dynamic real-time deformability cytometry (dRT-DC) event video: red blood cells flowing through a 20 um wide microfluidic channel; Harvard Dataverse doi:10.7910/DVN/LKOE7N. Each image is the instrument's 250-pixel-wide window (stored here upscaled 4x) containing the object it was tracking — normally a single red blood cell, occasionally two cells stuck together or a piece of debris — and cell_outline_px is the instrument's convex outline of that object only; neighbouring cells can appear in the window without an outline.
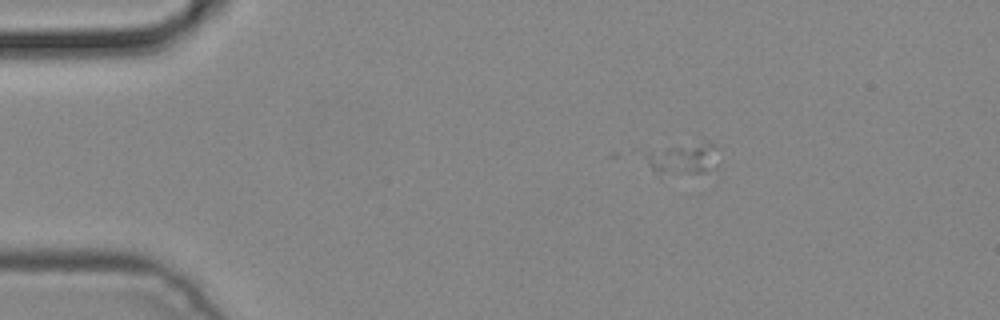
{"species": "common noctule bat (a hibernating species)", "species_latin": "Nyctalus noctula", "temperature_condition": "cold", "stored_images_in_passage": 5, "camera_frame_rate_fps": 3000, "um_per_image_px": 0.085, "animal": {"sex": "male", "body_mass_g": 19.2, "forearm_length_mm": 51.8}, "frame": {"image": 1, "passage_image": 1, "time_ms": 0.0, "image_size_px": [1000, 320], "cell_outline_px": [[716, 168], [704, 172], [656, 176], [632, 148], [704, 140], [708, 140], [712, 144], [716, 164]], "centroid_in_image_um": [57.68, 13.41], "position_along_channel_um": 27.3, "area_um2": 15.66}}
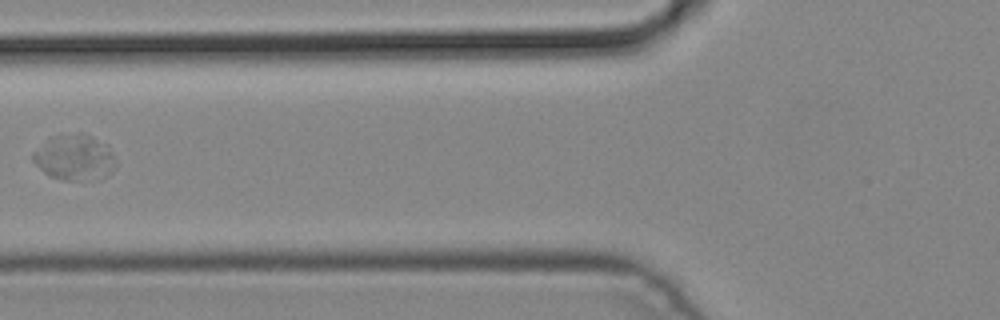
{"frame": {"image": 2, "passage_image": 4, "time_ms": 1.0, "image_size_px": [1000, 320], "cell_outline_px": [[116, 164], [112, 172], [108, 176], [72, 180], [64, 180], [52, 176], [44, 172], [32, 160], [32, 152], [48, 140], [56, 136], [92, 136], [108, 144], [116, 160]], "centroid_in_image_um": [6.37, 13.41], "position_along_channel_um": 119.4, "area_um2": 21.27}}
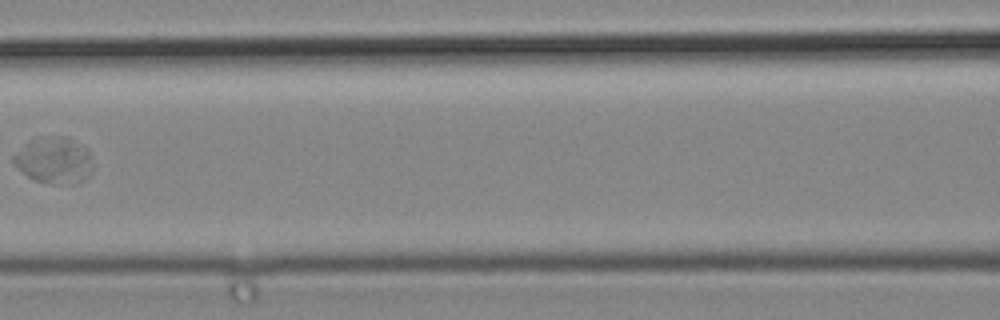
{"frame": {"image": 3, "passage_image": 5, "time_ms": 1.333, "image_size_px": [1000, 320], "cell_outline_px": [[92, 172], [84, 180], [36, 180], [28, 176], [12, 164], [12, 156], [28, 140], [40, 136], [68, 136], [84, 144], [88, 148], [92, 164]], "centroid_in_image_um": [4.58, 13.51], "position_along_channel_um": 162.0, "area_um2": 21.04}}